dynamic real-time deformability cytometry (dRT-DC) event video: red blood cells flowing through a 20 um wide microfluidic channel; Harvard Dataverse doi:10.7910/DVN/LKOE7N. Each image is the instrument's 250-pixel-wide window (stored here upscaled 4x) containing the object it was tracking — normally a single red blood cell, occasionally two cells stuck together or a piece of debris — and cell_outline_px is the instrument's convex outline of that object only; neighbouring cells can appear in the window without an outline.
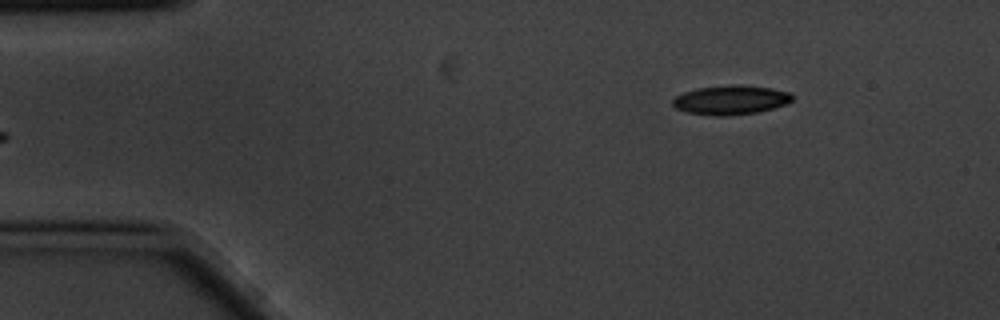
{"species": "common noctule bat (a hibernating species)", "species_latin": "Nyctalus noctula", "temperature_condition": "cold", "stored_images_in_passage": 3, "camera_frame_rate_fps": 3000, "um_per_image_px": 0.085, "animal": {"sex": "male", "body_mass_g": 20.1, "forearm_length_mm": 53.5}, "frame": {"image": 1, "passage_image": 3, "time_ms": 0.667, "image_size_px": [1000, 320], "cell_outline_px": [[792, 100], [788, 104], [756, 112], [728, 116], [712, 116], [688, 112], [676, 108], [672, 104], [672, 100], [676, 96], [684, 92], [696, 88], [732, 84], [740, 84], [772, 88], [792, 92]], "centroid_in_image_um": [62.13, 8.48], "position_along_channel_um": 22.9, "area_um2": 20.58}}